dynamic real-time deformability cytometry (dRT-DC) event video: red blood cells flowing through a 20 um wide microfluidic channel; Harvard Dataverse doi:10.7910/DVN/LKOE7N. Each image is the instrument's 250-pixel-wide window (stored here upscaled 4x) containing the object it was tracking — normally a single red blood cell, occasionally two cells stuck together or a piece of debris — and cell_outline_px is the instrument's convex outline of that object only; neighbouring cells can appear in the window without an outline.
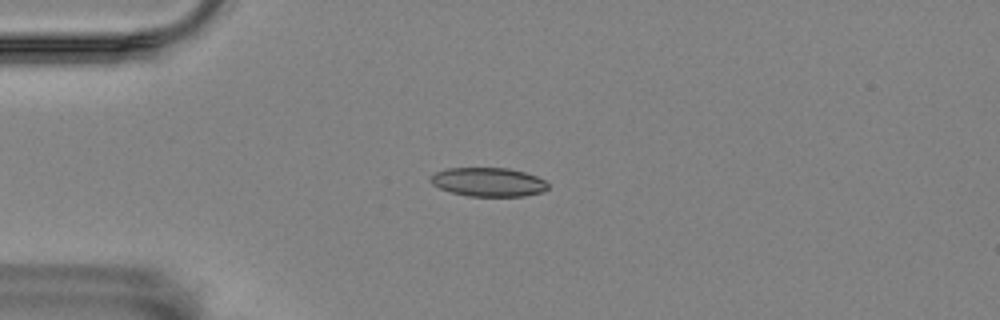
{"species": "Egyptian fruit bat (a non-hibernating species)", "species_latin": "Rousettus aegyptiacus", "temperature_condition": "room temperature", "stored_images_in_passage": 15, "camera_frame_rate_fps": 3000, "um_per_image_px": 0.085, "animal": {"sex": "female"}, "frame": {"image": 1, "passage_image": 1, "time_ms": 0.0, "image_size_px": [1000, 320], "cell_outline_px": [[548, 188], [540, 192], [524, 196], [468, 196], [452, 192], [440, 188], [432, 184], [428, 180], [436, 172], [444, 168], [508, 168], [524, 172], [536, 176], [544, 180], [548, 184]], "centroid_in_image_um": [41.49, 15.47], "position_along_channel_um": 43.5, "area_um2": 19.65}}
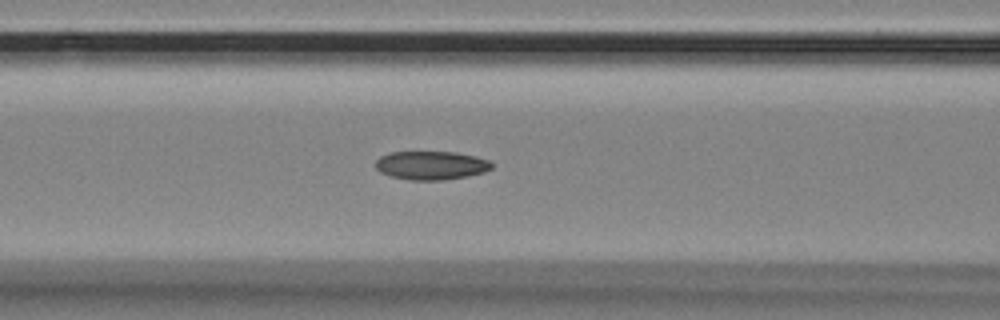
{"frame": {"image": 2, "passage_image": 10, "time_ms": 3.0, "image_size_px": [1000, 320], "cell_outline_px": [[492, 168], [484, 172], [468, 176], [444, 180], [412, 180], [392, 176], [380, 172], [376, 168], [376, 160], [380, 156], [388, 152], [456, 152], [476, 156], [488, 160], [492, 164]], "centroid_in_image_um": [36.65, 14.05], "position_along_channel_um": 129.9, "area_um2": 19.36}}